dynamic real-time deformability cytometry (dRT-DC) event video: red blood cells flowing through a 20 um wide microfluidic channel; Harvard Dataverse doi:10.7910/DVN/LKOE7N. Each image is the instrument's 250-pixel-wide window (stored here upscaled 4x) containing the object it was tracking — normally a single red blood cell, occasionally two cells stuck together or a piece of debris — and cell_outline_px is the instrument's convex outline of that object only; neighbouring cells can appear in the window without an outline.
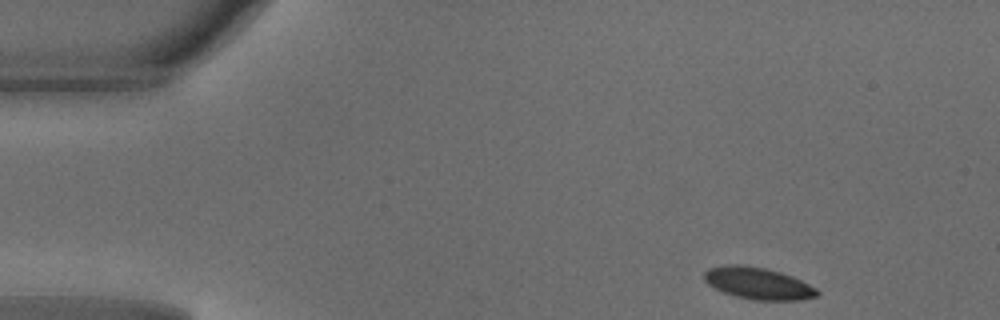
{"species": "common noctule bat (a hibernating species)", "species_latin": "Nyctalus noctula", "temperature_condition": "warm", "stored_images_in_passage": 44, "camera_frame_rate_fps": 3000, "um_per_image_px": 0.085, "animal": {"sex": "male", "body_mass_g": 18.8}, "frame": {"image": 1, "passage_image": 1, "time_ms": 0.0, "image_size_px": [1000, 320], "cell_outline_px": [[820, 292], [816, 296], [800, 300], [756, 300], [736, 296], [724, 292], [708, 284], [704, 280], [704, 272], [708, 268], [728, 264], [736, 264], [764, 268], [780, 272], [792, 276], [816, 288]], "centroid_in_image_um": [64.43, 24.08], "position_along_channel_um": 20.6, "area_um2": 20.75}}
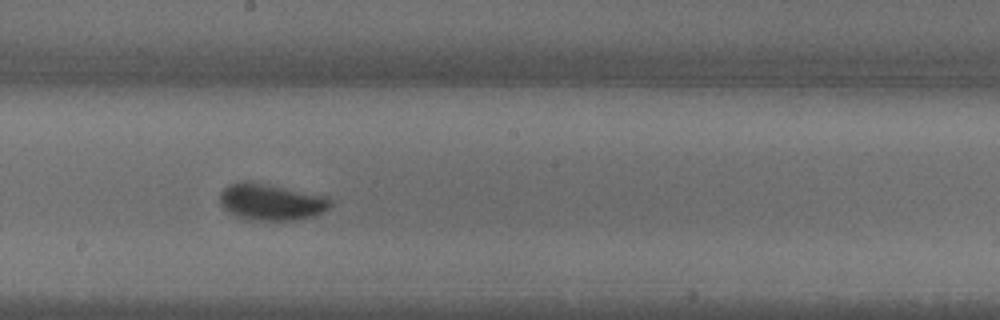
{"frame": {"image": 2, "passage_image": 22, "time_ms": 7.0, "image_size_px": [1000, 320], "cell_outline_px": [[332, 204], [324, 212], [312, 216], [296, 220], [244, 220], [228, 212], [220, 204], [220, 192], [228, 184], [244, 180], [248, 180], [328, 196], [332, 200]], "centroid_in_image_um": [23.03, 17.16], "position_along_channel_um": 225.2, "area_um2": 23.93}}
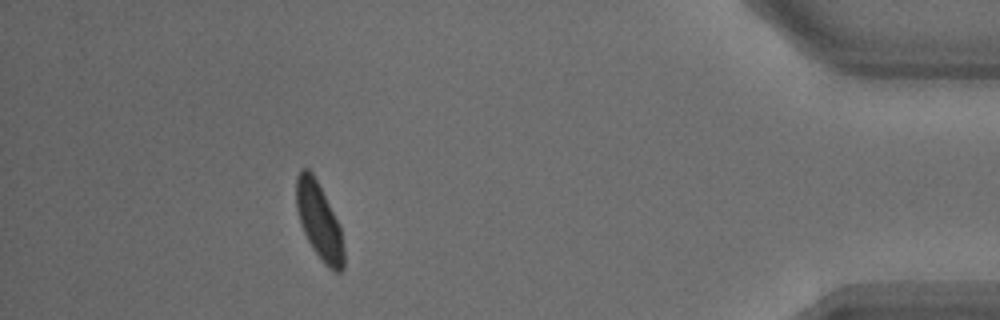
{"frame": {"image": 3, "passage_image": 39, "time_ms": 12.667, "image_size_px": [1000, 320], "cell_outline_px": [[344, 268], [340, 272], [332, 272], [324, 264], [312, 248], [300, 224], [296, 208], [296, 176], [300, 168], [308, 168], [312, 172], [340, 224], [344, 248]], "centroid_in_image_um": [27.13, 18.81], "position_along_channel_um": 408.1, "area_um2": 21.44}, "authors_computed_cell_mechanics": {"area_um2": 21.4727, "velocity_mm_per_s": 4.1531, "shape_relaxation_time_tau1_ms": 3.5253, "shape_relaxation_time_tau2_ms": null, "deformation_change_tau1": 0.1251, "deformation_change_tau2": null}}